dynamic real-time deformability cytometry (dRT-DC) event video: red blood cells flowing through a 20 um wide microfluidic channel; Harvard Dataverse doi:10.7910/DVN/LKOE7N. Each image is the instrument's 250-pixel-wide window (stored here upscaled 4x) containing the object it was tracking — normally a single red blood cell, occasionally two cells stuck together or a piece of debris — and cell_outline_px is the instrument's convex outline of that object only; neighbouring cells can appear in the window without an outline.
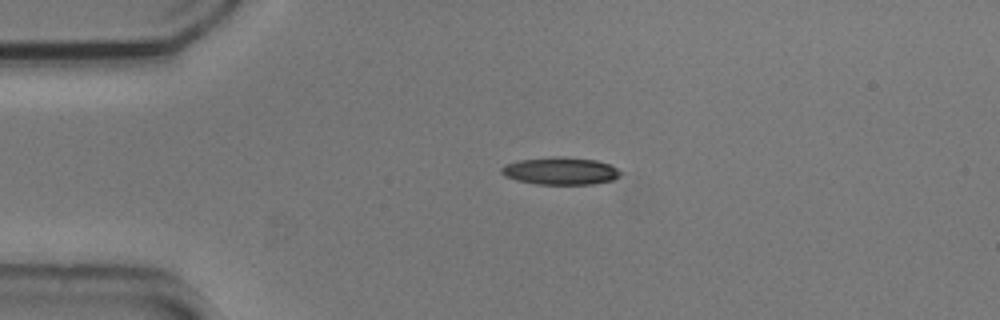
{"species": "common noctule bat (a hibernating species)", "species_latin": "Nyctalus noctula", "temperature_condition": "cold", "stored_images_in_passage": 2, "camera_frame_rate_fps": 3000, "um_per_image_px": 0.085, "animal": {"sex": "male", "body_mass_g": 20.5, "forearm_length_mm": 52.5}, "frame": {"image": 1, "passage_image": 1, "time_ms": 0.0, "image_size_px": [1000, 320], "cell_outline_px": [[620, 176], [612, 180], [592, 184], [536, 184], [516, 180], [504, 176], [500, 172], [500, 168], [504, 164], [520, 160], [556, 156], [564, 156], [596, 160], [608, 164], [616, 168], [620, 172]], "centroid_in_image_um": [47.6, 14.53], "position_along_channel_um": 37.4, "area_um2": 19.07}}